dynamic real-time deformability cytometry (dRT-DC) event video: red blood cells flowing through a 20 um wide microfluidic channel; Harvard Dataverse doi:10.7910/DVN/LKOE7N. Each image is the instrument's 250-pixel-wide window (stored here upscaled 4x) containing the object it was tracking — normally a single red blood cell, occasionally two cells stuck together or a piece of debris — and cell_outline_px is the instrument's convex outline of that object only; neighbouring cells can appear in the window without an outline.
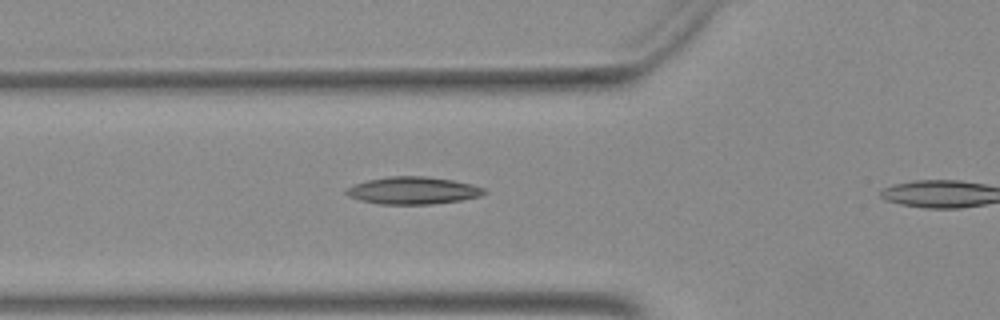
{"species": "Egyptian fruit bat (a non-hibernating species)", "species_latin": "Rousettus aegyptiacus", "temperature_condition": "warm", "stored_images_in_passage": 10, "camera_frame_rate_fps": 3000, "um_per_image_px": 0.085, "animal": {"sex": "female"}, "frame": {"image": 1, "passage_image": 9, "time_ms": 2.667, "image_size_px": [1000, 320], "cell_outline_px": [[488, 192], [480, 196], [460, 200], [432, 204], [380, 204], [360, 200], [348, 196], [344, 192], [344, 188], [368, 180], [388, 176], [428, 176], [452, 180], [472, 184], [484, 188]], "centroid_in_image_um": [35.09, 16.19], "position_along_channel_um": 90.7, "area_um2": 22.02}}